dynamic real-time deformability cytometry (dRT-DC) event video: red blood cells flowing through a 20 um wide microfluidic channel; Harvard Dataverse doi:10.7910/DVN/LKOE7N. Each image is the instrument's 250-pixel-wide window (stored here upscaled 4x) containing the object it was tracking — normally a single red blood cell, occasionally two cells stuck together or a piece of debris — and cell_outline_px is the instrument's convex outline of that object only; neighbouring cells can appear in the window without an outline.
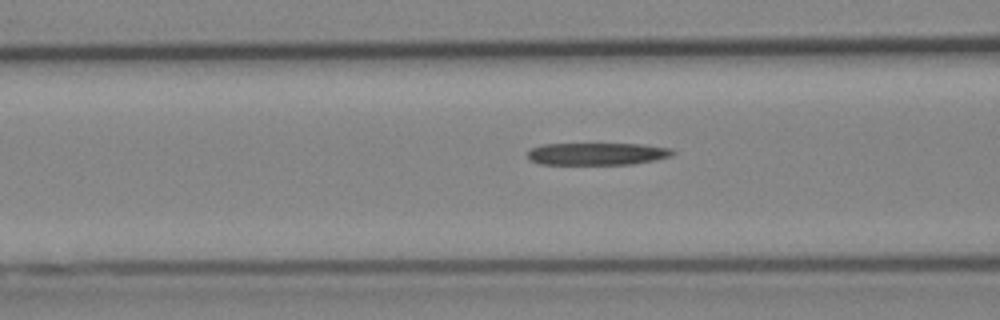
{"species": "Egyptian fruit bat (a non-hibernating species)", "species_latin": "Rousettus aegyptiacus", "temperature_condition": "cold", "stored_images_in_passage": 37, "camera_frame_rate_fps": 3000, "um_per_image_px": 0.085, "animal": {"sex": "female"}, "frame": {"image": 1, "passage_image": 16, "time_ms": 5.0, "image_size_px": [1000, 320], "cell_outline_px": [[676, 152], [672, 156], [656, 160], [632, 164], [540, 164], [532, 160], [528, 156], [528, 152], [532, 148], [540, 144], [640, 144], [672, 148]], "centroid_in_image_um": [50.81, 13.07], "position_along_channel_um": 115.8, "area_um2": 18.84}}
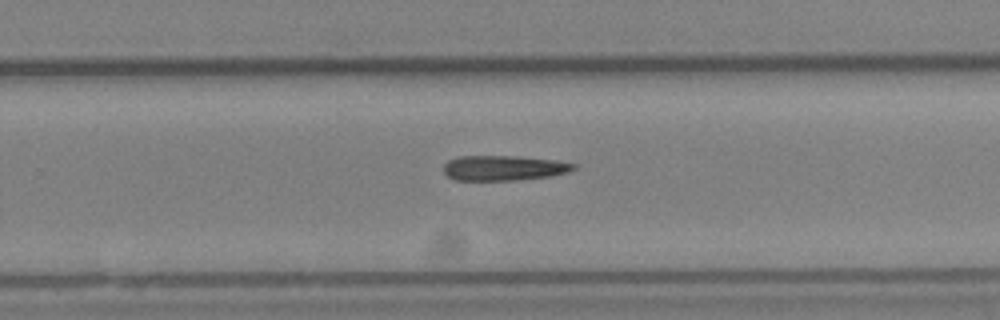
{"frame": {"image": 2, "passage_image": 29, "time_ms": 9.333, "image_size_px": [1000, 320], "cell_outline_px": [[576, 168], [568, 172], [552, 176], [512, 180], [456, 180], [448, 176], [444, 172], [444, 164], [448, 160], [460, 156], [516, 156], [556, 160], [576, 164]], "centroid_in_image_um": [42.83, 14.27], "position_along_channel_um": 287.0, "area_um2": 18.96}}
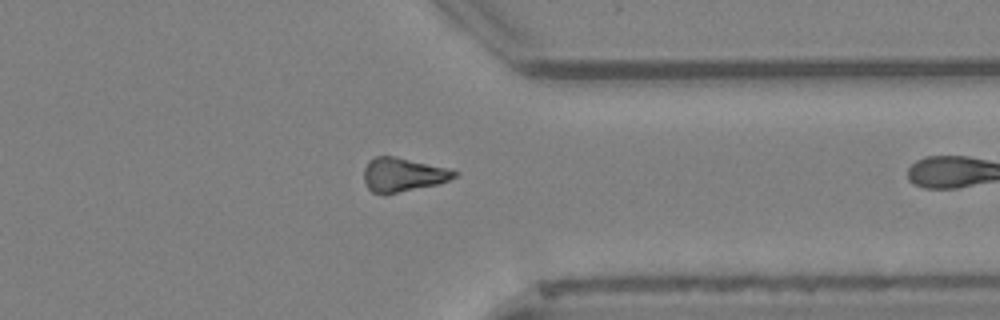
{"frame": {"image": 3, "passage_image": 36, "time_ms": 11.667, "image_size_px": [1000, 320], "cell_outline_px": [[460, 172], [456, 176], [448, 180], [436, 184], [396, 192], [372, 192], [368, 188], [364, 180], [364, 168], [368, 160], [376, 156], [396, 156]], "centroid_in_image_um": [34.21, 14.82], "position_along_channel_um": 377.2, "area_um2": 17.28}}